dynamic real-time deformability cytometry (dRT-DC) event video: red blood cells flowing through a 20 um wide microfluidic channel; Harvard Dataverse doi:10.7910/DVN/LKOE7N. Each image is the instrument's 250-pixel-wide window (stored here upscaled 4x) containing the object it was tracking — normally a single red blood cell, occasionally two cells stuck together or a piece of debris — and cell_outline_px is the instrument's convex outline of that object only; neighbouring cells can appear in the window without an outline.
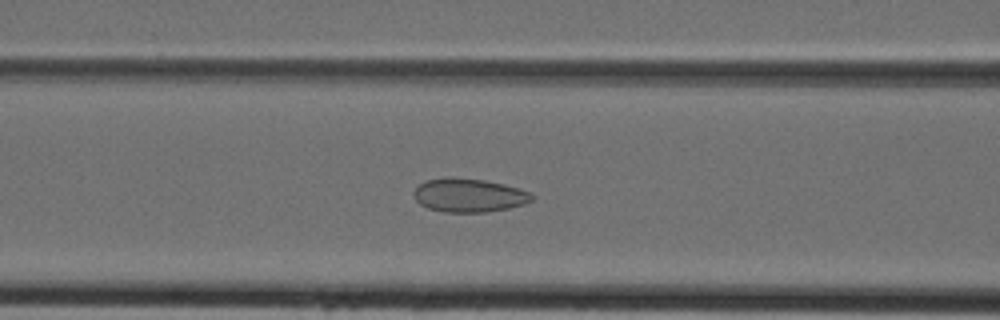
{"species": "Egyptian fruit bat (a non-hibernating species)", "species_latin": "Rousettus aegyptiacus", "temperature_condition": "cold", "stored_images_in_passage": 44, "camera_frame_rate_fps": 3000, "um_per_image_px": 0.085, "animal": {"sex": "female"}, "frame": {"image": 1, "passage_image": 18, "time_ms": 5.667, "image_size_px": [1000, 320], "cell_outline_px": [[532, 200], [524, 204], [508, 208], [488, 212], [444, 212], [428, 208], [420, 204], [416, 200], [412, 192], [420, 184], [428, 180], [444, 176], [452, 176], [484, 180], [504, 184], [520, 188], [532, 192]], "centroid_in_image_um": [39.86, 16.59], "position_along_channel_um": 126.7, "area_um2": 23.35}}
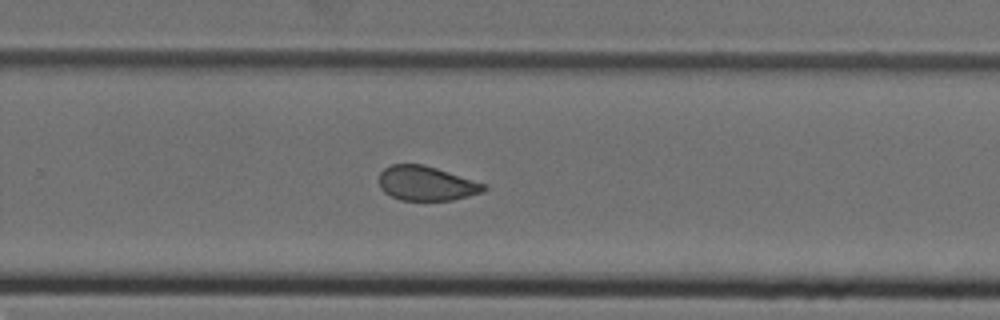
{"frame": {"image": 2, "passage_image": 29, "time_ms": 9.333, "image_size_px": [1000, 320], "cell_outline_px": [[488, 188], [484, 192], [452, 200], [400, 200], [384, 192], [380, 188], [380, 172], [384, 168], [392, 164], [424, 164], [488, 184]], "centroid_in_image_um": [36.28, 15.58], "position_along_channel_um": 293.5, "area_um2": 21.21}}
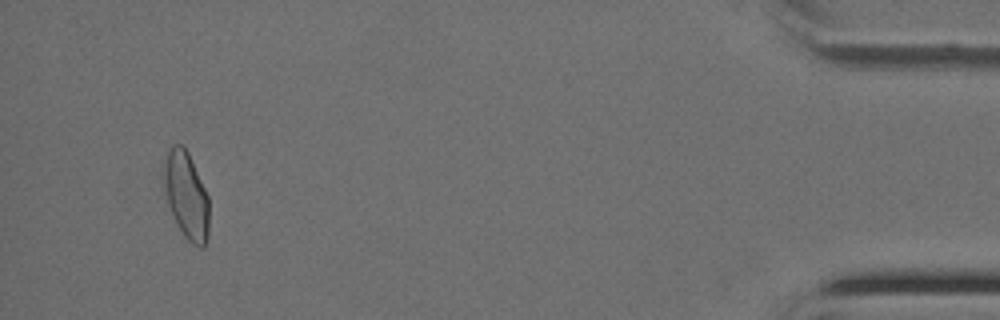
{"frame": {"image": 3, "passage_image": 42, "time_ms": 13.667, "image_size_px": [1000, 320], "cell_outline_px": [[208, 236], [204, 244], [200, 248], [192, 244], [184, 236], [176, 224], [168, 204], [164, 180], [164, 172], [168, 148], [172, 144], [180, 144], [188, 152], [208, 196]], "centroid_in_image_um": [15.84, 16.62], "position_along_channel_um": 419.4, "area_um2": 22.48}}